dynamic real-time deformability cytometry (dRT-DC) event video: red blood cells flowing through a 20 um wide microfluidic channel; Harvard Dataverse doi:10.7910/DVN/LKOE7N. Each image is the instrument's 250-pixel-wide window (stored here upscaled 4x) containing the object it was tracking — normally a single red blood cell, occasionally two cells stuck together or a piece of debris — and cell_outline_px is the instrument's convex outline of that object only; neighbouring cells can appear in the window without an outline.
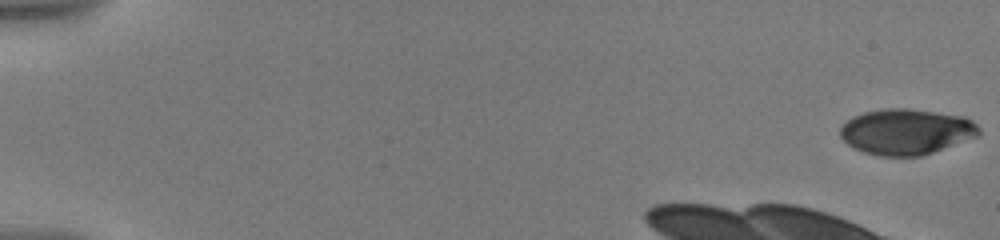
{"species": "human", "species_latin": "Homo sapiens", "temperature_condition": "warm", "stored_images_in_passage": 27, "camera_frame_rate_fps": 3000, "um_per_image_px": 0.085, "donor": {"sex": "male"}, "frame": {"image": 1, "passage_image": 1, "time_ms": 0.0, "image_size_px": [1000, 240], "cell_outline_px": [[980, 136], [920, 156], [880, 156], [864, 152], [848, 144], [840, 136], [840, 128], [852, 116], [864, 112], [884, 108], [908, 108], [964, 116], [972, 120], [980, 128]], "centroid_in_image_um": [77.05, 11.18], "position_along_channel_um": 7.9, "area_um2": 36.99}}